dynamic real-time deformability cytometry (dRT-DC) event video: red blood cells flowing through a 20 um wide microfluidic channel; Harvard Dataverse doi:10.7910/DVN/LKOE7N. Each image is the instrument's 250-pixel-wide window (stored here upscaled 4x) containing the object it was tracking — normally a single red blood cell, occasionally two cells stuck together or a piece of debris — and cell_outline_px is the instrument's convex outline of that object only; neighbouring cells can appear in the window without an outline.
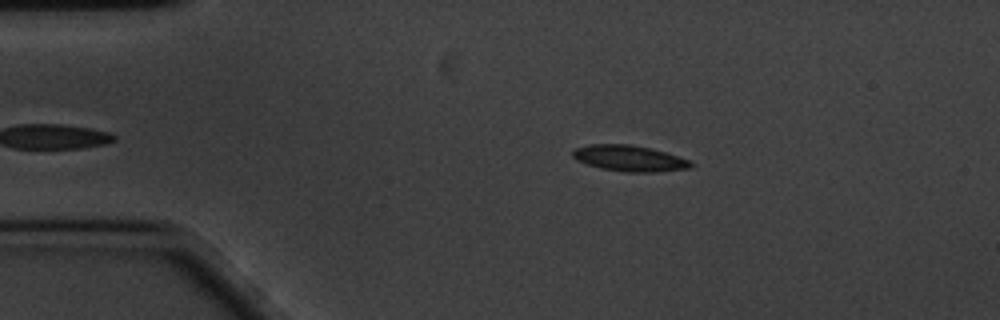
{"species": "common noctule bat (a hibernating species)", "species_latin": "Nyctalus noctula", "temperature_condition": "cold", "stored_images_in_passage": 46, "camera_frame_rate_fps": 3000, "um_per_image_px": 0.085, "animal": {"sex": "male", "body_mass_g": 20.1, "forearm_length_mm": 53.5}, "frame": {"image": 1, "passage_image": 5, "time_ms": 1.333, "image_size_px": [1000, 320], "cell_outline_px": [[692, 164], [688, 168], [656, 172], [624, 172], [600, 168], [576, 160], [572, 156], [572, 152], [576, 148], [588, 144], [628, 144], [652, 148], [688, 160]], "centroid_in_image_um": [53.44, 13.45], "position_along_channel_um": 31.6, "area_um2": 17.69}}
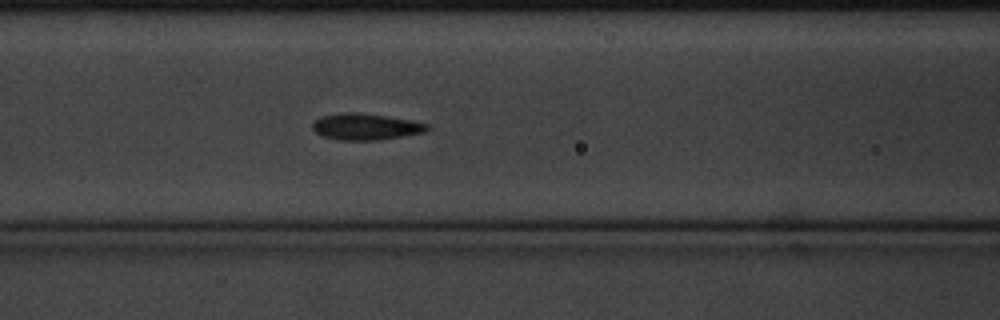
{"frame": {"image": 2, "passage_image": 18, "time_ms": 5.667, "image_size_px": [1000, 320], "cell_outline_px": [[428, 128], [424, 132], [380, 140], [336, 140], [320, 136], [312, 128], [312, 124], [320, 116], [340, 112], [356, 112], [388, 116], [412, 120], [428, 124]], "centroid_in_image_um": [31.03, 10.76], "position_along_channel_um": 135.6, "area_um2": 17.8}}
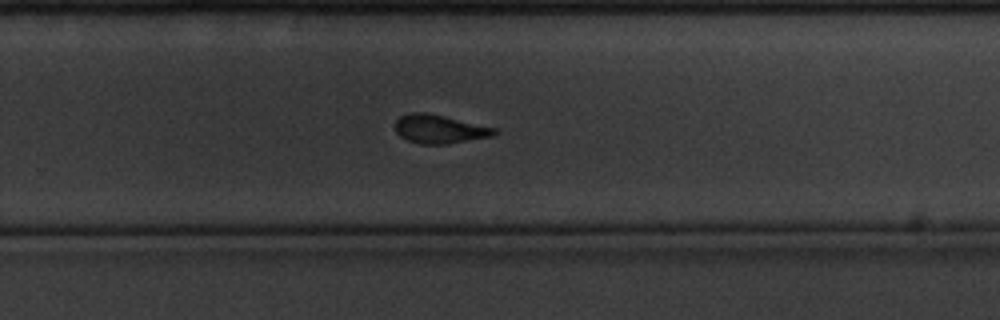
{"frame": {"image": 3, "passage_image": 32, "time_ms": 10.333, "image_size_px": [1000, 320], "cell_outline_px": [[496, 132], [492, 136], [448, 144], [420, 144], [408, 140], [400, 136], [396, 132], [396, 120], [400, 116], [412, 112], [424, 112], [444, 116], [496, 128]], "centroid_in_image_um": [37.33, 10.97], "position_along_channel_um": 292.5, "area_um2": 16.36}, "authors_computed_cell_mechanics": {"area_um2": 17.3689, "velocity_mm_per_s": 3.369, "shape_relaxation_time_tau1_ms": 2.7237, "shape_relaxation_time_tau2_ms": 2.4778, "deformation_change_tau1": 0.1266, "deformation_change_tau2": 0.0747}}